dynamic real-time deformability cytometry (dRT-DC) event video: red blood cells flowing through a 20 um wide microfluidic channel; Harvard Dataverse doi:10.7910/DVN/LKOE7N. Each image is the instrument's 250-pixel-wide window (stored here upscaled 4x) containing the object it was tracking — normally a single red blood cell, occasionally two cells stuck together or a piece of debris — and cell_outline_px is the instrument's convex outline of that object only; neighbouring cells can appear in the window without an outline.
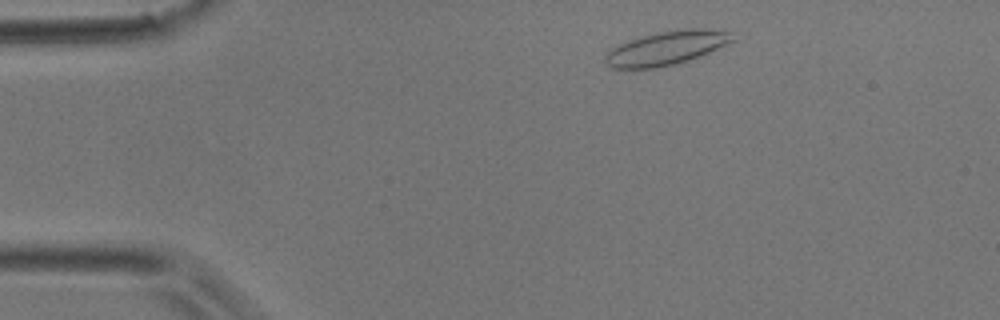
{"species": "common noctule bat (a hibernating species)", "species_latin": "Nyctalus noctula", "temperature_condition": "room temperature", "stored_images_in_passage": 3, "camera_frame_rate_fps": 3000, "um_per_image_px": 0.085, "animal": {"sex": "male", "body_mass_g": 17.9}, "frame": {"image": 1, "passage_image": 1, "time_ms": 0.0, "image_size_px": [1000, 320], "cell_outline_px": [[736, 40], [700, 56], [676, 64], [656, 68], [612, 68], [604, 60], [604, 56], [612, 48], [620, 44], [656, 32], [684, 28], [704, 28], [728, 32]], "centroid_in_image_um": [56.66, 4.08], "position_along_channel_um": 28.3, "area_um2": 24.8}}
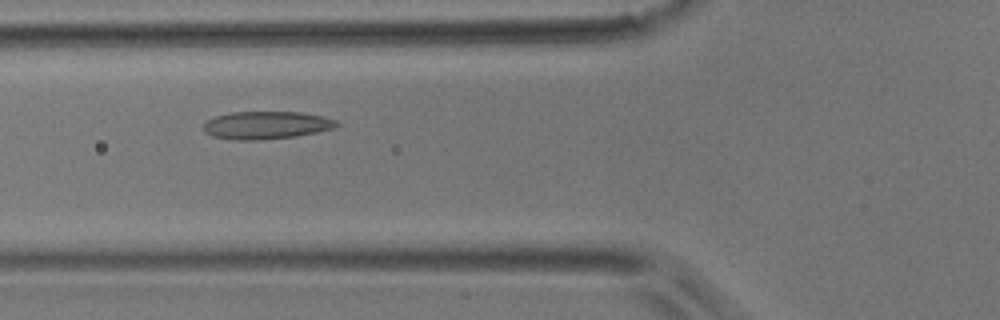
{"frame": {"image": 2, "passage_image": 3, "time_ms": 0.667, "image_size_px": [1000, 320], "cell_outline_px": [[340, 124], [336, 128], [296, 136], [260, 140], [232, 140], [212, 136], [204, 132], [204, 124], [208, 120], [216, 116], [232, 112], [300, 112], [324, 116], [336, 120]], "centroid_in_image_um": [22.66, 10.64], "position_along_channel_um": 103.1, "area_um2": 21.62}}